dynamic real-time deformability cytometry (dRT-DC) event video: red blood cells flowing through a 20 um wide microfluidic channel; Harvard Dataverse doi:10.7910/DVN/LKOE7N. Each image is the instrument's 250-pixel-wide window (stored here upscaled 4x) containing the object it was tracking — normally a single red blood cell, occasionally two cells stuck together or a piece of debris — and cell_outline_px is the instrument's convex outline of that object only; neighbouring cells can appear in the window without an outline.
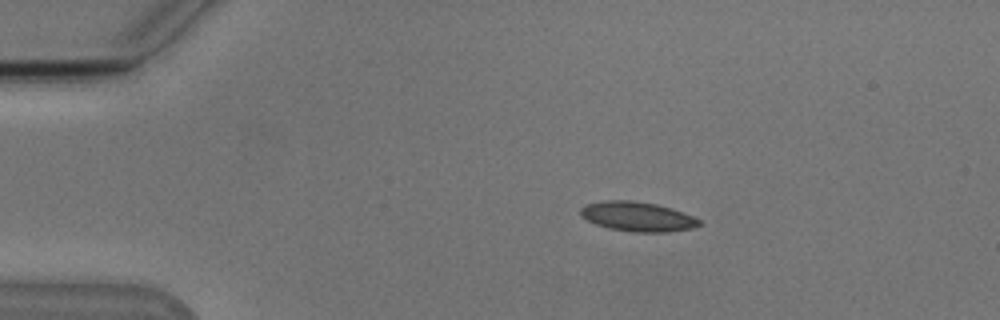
{"species": "Egyptian fruit bat (a non-hibernating species)", "species_latin": "Rousettus aegyptiacus", "temperature_condition": "cold", "stored_images_in_passage": 44, "camera_frame_rate_fps": 3000, "um_per_image_px": 0.085, "animal": {"sex": "male"}, "frame": {"image": 1, "passage_image": 1, "time_ms": 0.0, "image_size_px": [1000, 320], "cell_outline_px": [[700, 224], [692, 228], [668, 232], [632, 232], [608, 228], [596, 224], [580, 216], [580, 208], [584, 204], [604, 200], [632, 200], [656, 204], [672, 208], [692, 216], [700, 220]], "centroid_in_image_um": [54.14, 18.4], "position_along_channel_um": 30.9, "area_um2": 20.52}}
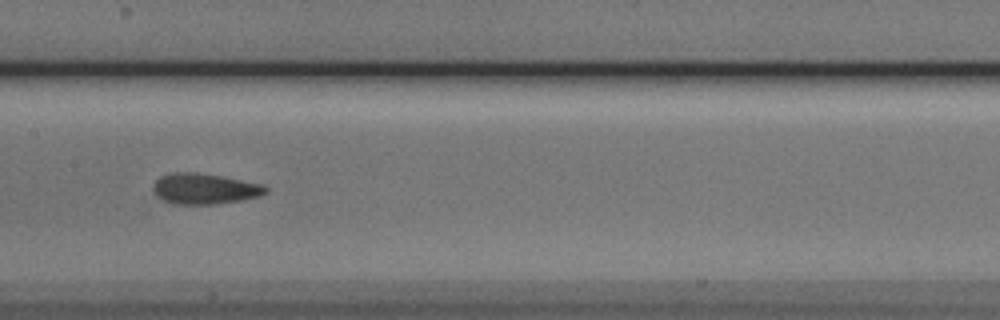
{"frame": {"image": 2, "passage_image": 18, "time_ms": 5.667, "image_size_px": [1000, 320], "cell_outline_px": [[268, 192], [260, 196], [240, 200], [212, 204], [176, 204], [164, 200], [156, 196], [152, 192], [152, 184], [160, 176], [176, 172], [196, 172], [220, 176], [264, 184], [268, 188]], "centroid_in_image_um": [17.37, 16.04], "position_along_channel_um": 190.0, "area_um2": 20.17}}
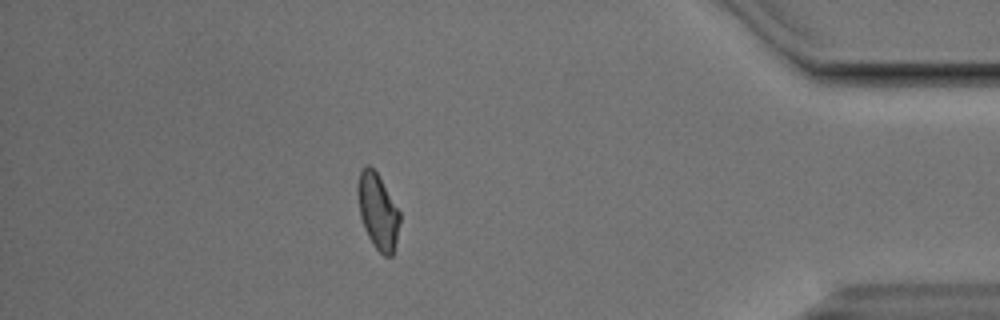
{"frame": {"image": 3, "passage_image": 38, "time_ms": 12.333, "image_size_px": [1000, 320], "cell_outline_px": [[400, 220], [396, 240], [392, 256], [384, 256], [372, 244], [364, 228], [360, 216], [356, 192], [356, 184], [360, 172], [364, 164], [368, 164], [376, 172], [400, 212]], "centroid_in_image_um": [32.08, 17.94], "position_along_channel_um": 403.1, "area_um2": 18.5}, "authors_computed_cell_mechanics": {"area_um2": 19.6231, "velocity_mm_per_s": 3.8122, "shape_relaxation_time_tau1_ms": 8.764, "shape_relaxation_time_tau2_ms": 2.4323, "deformation_change_tau1": 0.1604, "deformation_change_tau2": 0.0876}}